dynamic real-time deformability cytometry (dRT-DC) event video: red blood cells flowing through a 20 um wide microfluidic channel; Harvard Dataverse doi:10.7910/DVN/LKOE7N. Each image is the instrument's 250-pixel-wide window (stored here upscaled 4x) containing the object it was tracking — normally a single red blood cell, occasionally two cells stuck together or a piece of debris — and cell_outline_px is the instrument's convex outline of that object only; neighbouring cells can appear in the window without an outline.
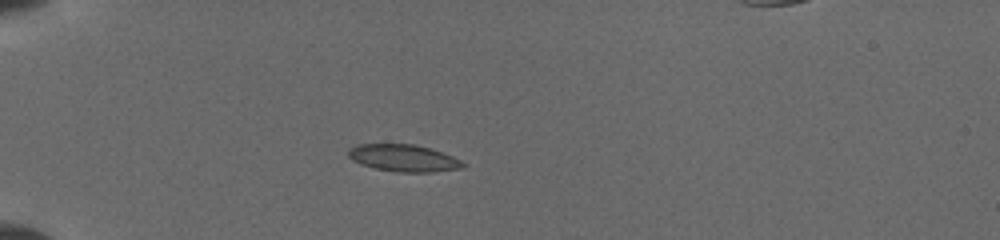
{"species": "common noctule bat (a hibernating species)", "species_latin": "Nyctalus noctula", "temperature_condition": "cold", "stored_images_in_passage": 40, "camera_frame_rate_fps": 3000, "um_per_image_px": 0.085, "animal": {"sex": "female", "body_mass_g": 19.5, "forearm_length_mm": 54.1}, "frame": {"image": 1, "passage_image": 1, "time_ms": 0.0, "image_size_px": [1000, 240], "cell_outline_px": [[468, 164], [464, 168], [432, 172], [396, 172], [376, 168], [360, 164], [352, 160], [348, 156], [348, 152], [356, 144], [412, 144], [432, 148], [452, 156]], "centroid_in_image_um": [34.34, 13.44], "position_along_channel_um": 50.7, "area_um2": 18.15}}
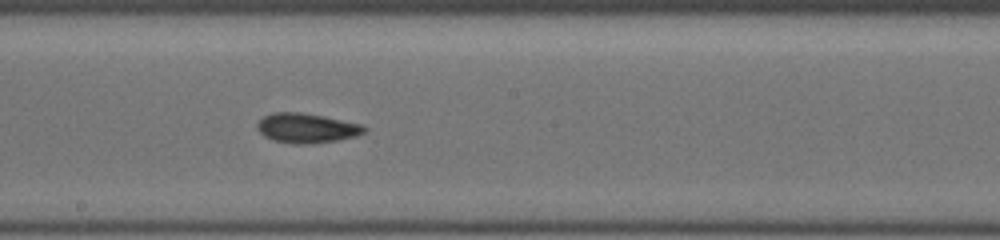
{"frame": {"image": 2, "passage_image": 17, "time_ms": 5.0, "image_size_px": [1000, 240], "cell_outline_px": [[368, 132], [356, 136], [336, 140], [312, 144], [292, 144], [272, 140], [264, 136], [256, 128], [256, 124], [264, 116], [272, 112], [300, 112], [324, 116], [364, 124], [368, 128]], "centroid_in_image_um": [26.1, 10.89], "position_along_channel_um": 222.1, "area_um2": 18.84}}
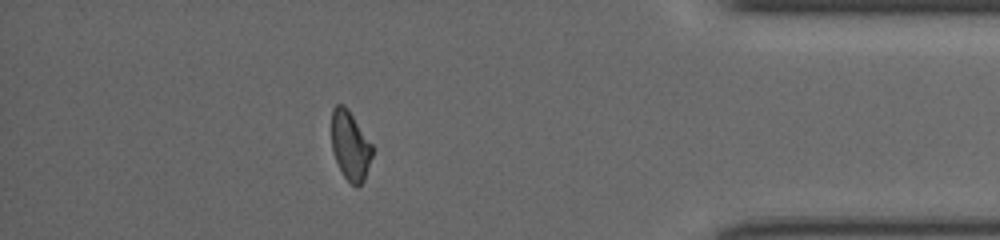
{"frame": {"image": 3, "passage_image": 34, "time_ms": 10.333, "image_size_px": [1000, 240], "cell_outline_px": [[372, 156], [364, 180], [356, 188], [344, 176], [336, 160], [332, 148], [332, 108], [336, 104], [344, 104], [348, 108], [372, 144]], "centroid_in_image_um": [29.77, 12.35], "position_along_channel_um": 405.4, "area_um2": 16.3}}